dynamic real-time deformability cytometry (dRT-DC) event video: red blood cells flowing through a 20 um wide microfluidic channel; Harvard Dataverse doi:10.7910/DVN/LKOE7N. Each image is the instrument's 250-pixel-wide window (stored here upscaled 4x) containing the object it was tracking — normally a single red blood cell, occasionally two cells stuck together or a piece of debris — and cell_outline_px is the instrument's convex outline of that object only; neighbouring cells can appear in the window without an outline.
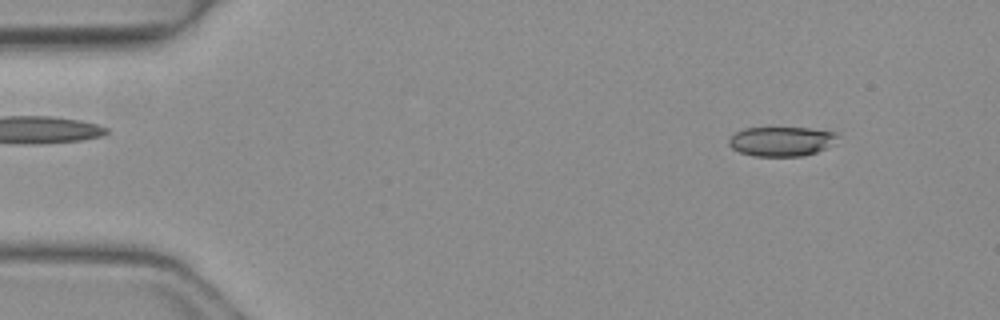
{"species": "common noctule bat (a hibernating species)", "species_latin": "Nyctalus noctula", "temperature_condition": "warm", "stored_images_in_passage": 8, "camera_frame_rate_fps": 3000, "um_per_image_px": 0.085, "animal": {"sex": "female", "body_mass_g": 19.3, "forearm_length_mm": 54.1}, "frame": {"image": 1, "passage_image": 5, "time_ms": 1.333, "image_size_px": [1000, 320], "cell_outline_px": [[840, 136], [824, 148], [816, 152], [804, 156], [752, 156], [740, 152], [732, 148], [728, 144], [728, 140], [736, 132], [744, 128], [808, 128], [836, 132]], "centroid_in_image_um": [66.39, 12.01], "position_along_channel_um": 18.6, "area_um2": 18.55}}